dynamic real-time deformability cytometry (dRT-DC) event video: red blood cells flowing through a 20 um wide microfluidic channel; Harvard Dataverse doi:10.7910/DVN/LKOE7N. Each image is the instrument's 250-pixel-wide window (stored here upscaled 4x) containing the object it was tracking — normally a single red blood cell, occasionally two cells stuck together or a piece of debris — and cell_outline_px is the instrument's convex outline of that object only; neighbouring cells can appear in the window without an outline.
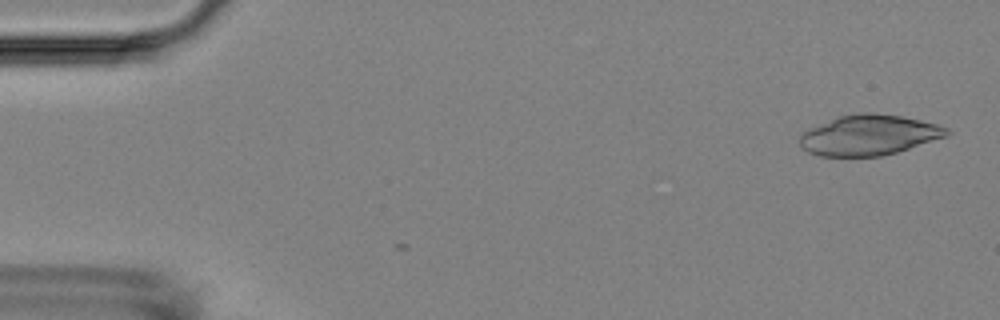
{"species": "Egyptian fruit bat (a non-hibernating species)", "species_latin": "Rousettus aegyptiacus", "temperature_condition": "room temperature", "stored_images_in_passage": 4, "camera_frame_rate_fps": 3000, "um_per_image_px": 0.085, "animal": {"sex": "female"}, "frame": {"image": 1, "passage_image": 4, "time_ms": 1.0, "image_size_px": [1000, 320], "cell_outline_px": [[952, 132], [948, 136], [896, 152], [880, 156], [820, 156], [808, 152], [800, 148], [800, 136], [808, 128], [840, 116], [856, 112], [876, 112], [900, 116], [920, 120], [936, 124], [948, 128]], "centroid_in_image_um": [73.86, 11.47], "position_along_channel_um": 11.1, "area_um2": 34.62}}